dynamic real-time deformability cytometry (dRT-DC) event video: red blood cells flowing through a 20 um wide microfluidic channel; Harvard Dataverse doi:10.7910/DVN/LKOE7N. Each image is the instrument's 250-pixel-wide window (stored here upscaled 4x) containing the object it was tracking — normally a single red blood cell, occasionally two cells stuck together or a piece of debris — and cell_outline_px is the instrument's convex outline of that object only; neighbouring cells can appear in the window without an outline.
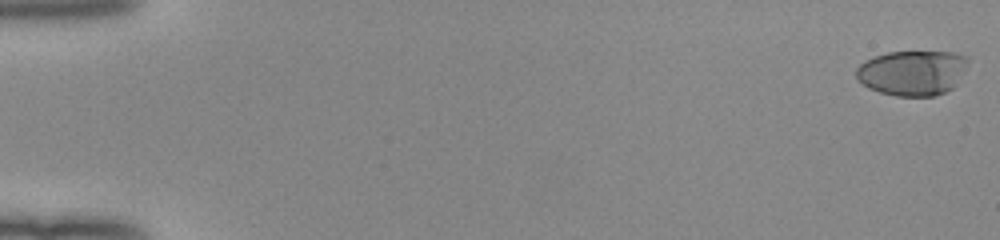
{"species": "human", "species_latin": "Homo sapiens", "temperature_condition": "room temperature", "stored_images_in_passage": 52, "camera_frame_rate_fps": 3000, "um_per_image_px": 0.085, "donor": {"sex": "female"}, "frame": {"image": 1, "passage_image": 1, "time_ms": 0.0, "image_size_px": [1000, 240], "cell_outline_px": [[968, 60], [964, 72], [956, 84], [952, 88], [936, 96], [896, 96], [880, 92], [868, 88], [856, 76], [856, 68], [864, 60], [888, 52], [956, 52], [968, 56]], "centroid_in_image_um": [77.57, 6.18], "position_along_channel_um": 7.4, "area_um2": 29.42}}
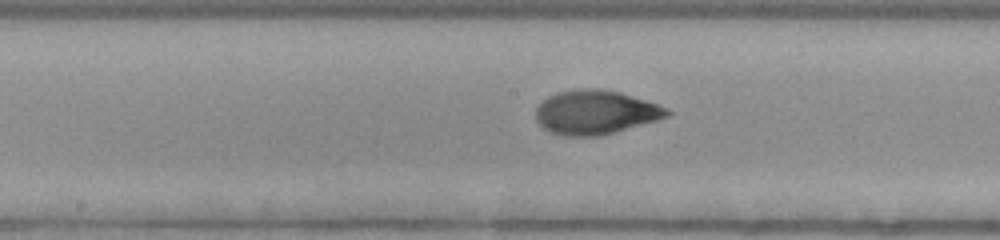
{"frame": {"image": 2, "passage_image": 28, "time_ms": 9.0, "image_size_px": [1000, 240], "cell_outline_px": [[672, 112], [668, 116], [656, 120], [612, 132], [596, 136], [564, 136], [552, 132], [544, 128], [536, 120], [536, 108], [548, 96], [556, 92], [580, 88], [600, 88], [620, 92], [668, 108]], "centroid_in_image_um": [50.59, 9.53], "position_along_channel_um": 197.6, "area_um2": 33.35}}
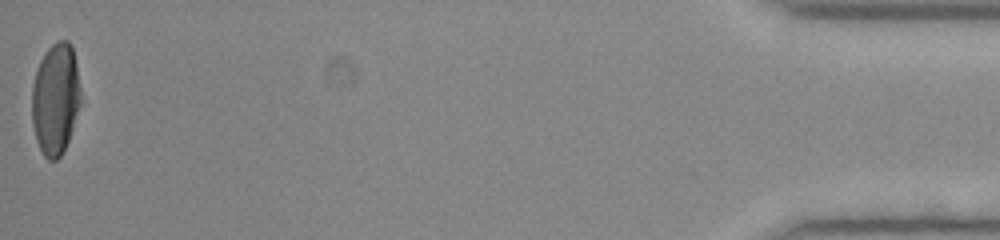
{"frame": {"image": 3, "passage_image": 52, "time_ms": 17.0, "image_size_px": [1000, 240], "cell_outline_px": [[80, 104], [68, 140], [60, 156], [56, 160], [48, 160], [44, 156], [36, 140], [32, 124], [32, 84], [40, 60], [44, 52], [56, 40], [68, 40], [72, 44], [76, 64], [80, 88]], "centroid_in_image_um": [4.7, 8.37], "position_along_channel_um": 430.5, "area_um2": 31.67}, "authors_computed_cell_mechanics": {"area_um2": 32.2524, "velocity_mm_per_s": 4.0212, "shape_relaxation_time_tau1_ms": 4.552, "shape_relaxation_time_tau2_ms": 1.1702, "deformation_change_tau1": 0.2077, "deformation_change_tau2": 0.0467}}